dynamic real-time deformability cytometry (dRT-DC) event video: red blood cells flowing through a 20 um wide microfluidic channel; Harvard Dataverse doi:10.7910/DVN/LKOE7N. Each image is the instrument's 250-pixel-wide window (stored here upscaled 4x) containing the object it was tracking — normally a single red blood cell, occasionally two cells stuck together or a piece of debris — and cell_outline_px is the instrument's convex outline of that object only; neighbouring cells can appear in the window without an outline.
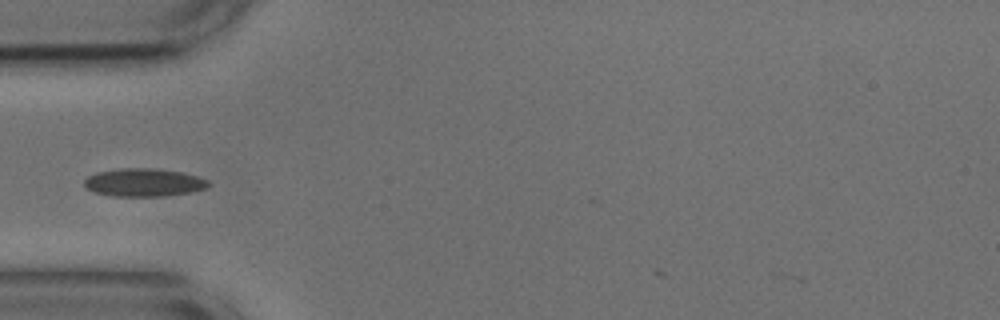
{"species": "common noctule bat (a hibernating species)", "species_latin": "Nyctalus noctula", "temperature_condition": "cold", "stored_images_in_passage": 3, "camera_frame_rate_fps": 3000, "um_per_image_px": 0.085, "animal": {"sex": "male", "body_mass_g": 17.9, "forearm_length_mm": 54.2}, "frame": {"image": 1, "passage_image": 3, "time_ms": 0.667, "image_size_px": [1000, 320], "cell_outline_px": [[212, 184], [208, 188], [188, 192], [164, 196], [112, 196], [96, 192], [88, 188], [84, 184], [84, 180], [88, 176], [96, 172], [120, 168], [156, 168], [180, 172], [196, 176], [208, 180]], "centroid_in_image_um": [12.24, 15.5], "position_along_channel_um": 72.8, "area_um2": 20.23}}